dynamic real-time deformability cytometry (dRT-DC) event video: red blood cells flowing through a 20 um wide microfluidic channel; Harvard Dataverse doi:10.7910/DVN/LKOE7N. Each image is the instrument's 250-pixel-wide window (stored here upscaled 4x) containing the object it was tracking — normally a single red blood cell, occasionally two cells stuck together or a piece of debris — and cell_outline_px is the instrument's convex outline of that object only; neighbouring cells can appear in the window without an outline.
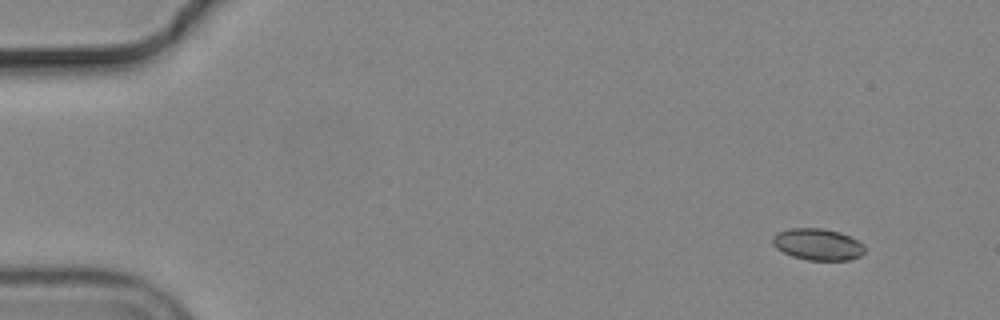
{"species": "common noctule bat (a hibernating species)", "species_latin": "Nyctalus noctula", "temperature_condition": "cold", "stored_images_in_passage": 13, "camera_frame_rate_fps": 3000, "um_per_image_px": 0.085, "animal": {"sex": "male", "body_mass_g": 19.2, "forearm_length_mm": 51.8}, "frame": {"image": 1, "passage_image": 1, "time_ms": 0.0, "image_size_px": [1000, 320], "cell_outline_px": [[864, 252], [860, 256], [848, 260], [808, 260], [792, 256], [776, 248], [772, 244], [772, 236], [776, 232], [788, 228], [824, 228], [840, 232], [864, 244]], "centroid_in_image_um": [69.47, 20.76], "position_along_channel_um": 15.5, "area_um2": 17.05}}
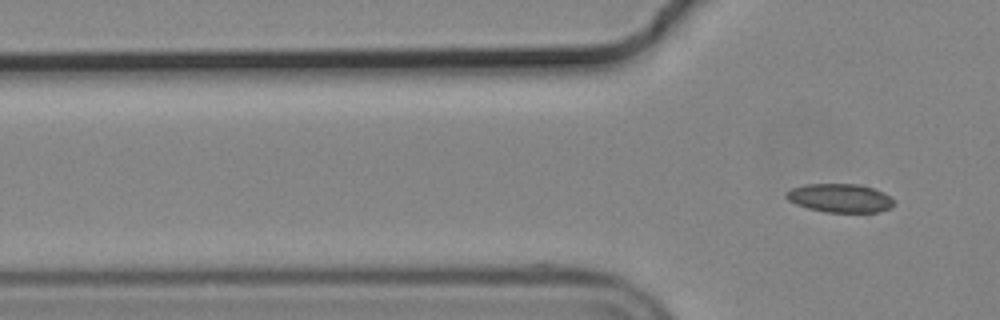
{"frame": {"image": 2, "passage_image": 13, "time_ms": 4.0, "image_size_px": [1000, 320], "cell_outline_px": [[896, 204], [892, 208], [876, 212], [824, 212], [808, 208], [796, 204], [788, 200], [784, 196], [784, 192], [792, 188], [804, 184], [860, 184], [884, 192]], "centroid_in_image_um": [71.38, 16.83], "position_along_channel_um": 54.4, "area_um2": 18.09}}